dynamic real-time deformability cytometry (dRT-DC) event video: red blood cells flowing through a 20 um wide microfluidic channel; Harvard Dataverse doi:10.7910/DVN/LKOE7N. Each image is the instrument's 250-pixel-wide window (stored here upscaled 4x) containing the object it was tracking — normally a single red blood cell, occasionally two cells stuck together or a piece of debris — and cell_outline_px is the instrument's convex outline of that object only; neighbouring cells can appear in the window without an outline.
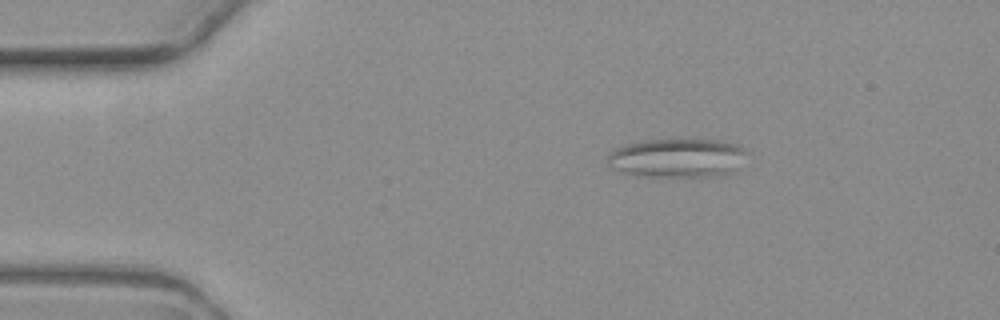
{"species": "common noctule bat (a hibernating species)", "species_latin": "Nyctalus noctula", "temperature_condition": "warm", "stored_images_in_passage": 4, "camera_frame_rate_fps": 3000, "um_per_image_px": 0.085, "animal": {"sex": "female", "body_mass_g": 19.3, "forearm_length_mm": 54.1}, "frame": {"image": 1, "passage_image": 1, "time_ms": 0.0, "image_size_px": [1000, 320], "cell_outline_px": [[748, 152], [732, 172], [716, 176], [636, 176], [612, 168], [604, 160], [608, 152], [624, 144], [644, 140], [716, 140], [740, 144]], "centroid_in_image_um": [57.51, 13.42], "position_along_channel_um": 27.5, "area_um2": 31.73}}